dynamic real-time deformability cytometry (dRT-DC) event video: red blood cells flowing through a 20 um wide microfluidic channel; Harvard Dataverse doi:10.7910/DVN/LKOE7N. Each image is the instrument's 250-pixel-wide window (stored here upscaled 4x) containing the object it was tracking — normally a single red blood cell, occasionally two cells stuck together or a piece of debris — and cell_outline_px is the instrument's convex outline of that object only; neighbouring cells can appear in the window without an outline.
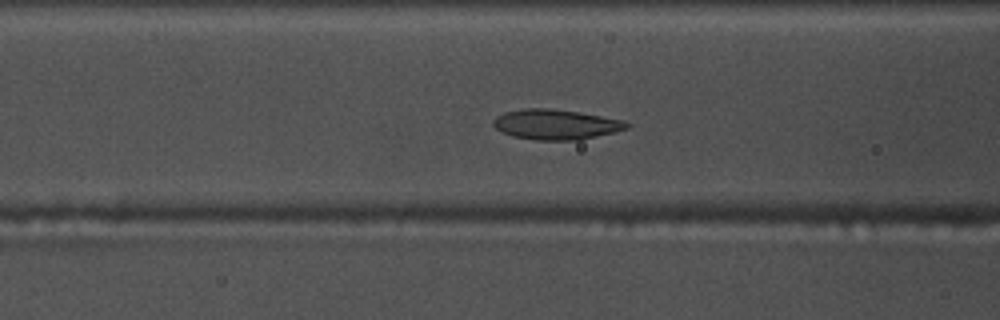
{"species": "common noctule bat (a hibernating species)", "species_latin": "Nyctalus noctula", "temperature_condition": "warm", "stored_images_in_passage": 53, "camera_frame_rate_fps": 3000, "um_per_image_px": 0.085, "animal": {"sex": "male", "body_mass_g": 17.5, "forearm_length_mm": 52.3}, "frame": {"image": 1, "passage_image": 20, "time_ms": 6.333, "image_size_px": [1000, 320], "cell_outline_px": [[632, 124], [628, 128], [616, 132], [580, 140], [536, 140], [512, 136], [496, 128], [492, 124], [492, 120], [496, 116], [504, 112], [524, 108], [548, 108], [576, 112], [624, 120]], "centroid_in_image_um": [47.25, 10.58], "position_along_channel_um": 119.3, "area_um2": 23.47}}
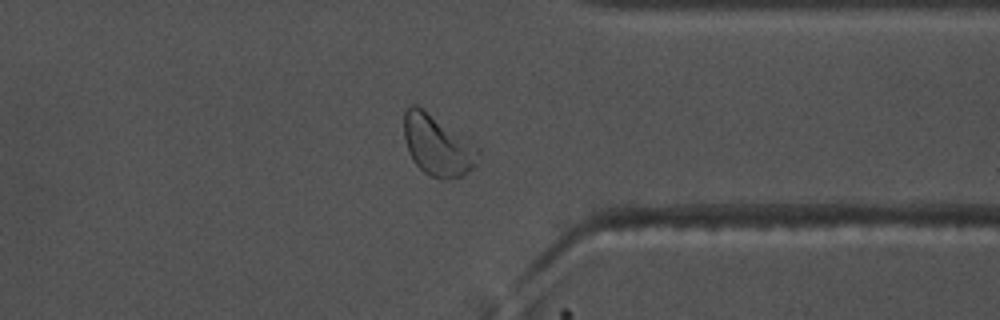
{"frame": {"image": 2, "passage_image": 41, "time_ms": 13.333, "image_size_px": [1000, 320], "cell_outline_px": [[480, 164], [460, 176], [444, 180], [440, 180], [424, 172], [412, 160], [408, 152], [404, 140], [404, 112], [408, 104], [416, 104], [480, 148]], "centroid_in_image_um": [37.19, 12.37], "position_along_channel_um": 374.2, "area_um2": 26.41}}
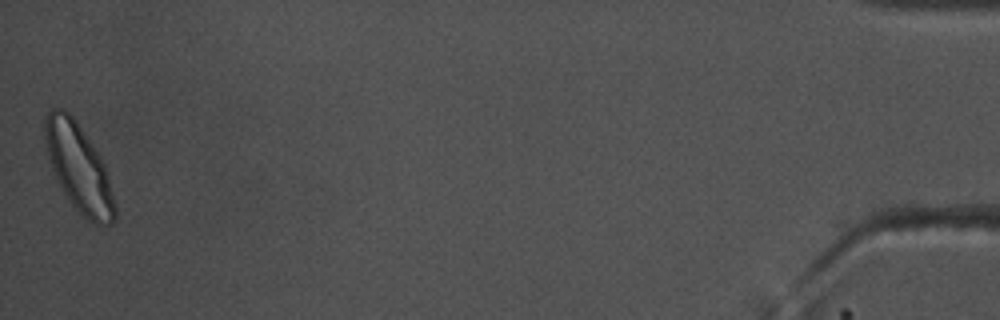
{"frame": {"image": 3, "passage_image": 53, "time_ms": 17.333, "image_size_px": [1000, 320], "cell_outline_px": [[116, 220], [112, 224], [96, 224], [88, 220], [68, 200], [52, 168], [48, 156], [44, 136], [44, 116], [52, 108], [64, 108], [76, 120], [100, 156], [104, 164], [108, 176], [116, 204]], "centroid_in_image_um": [6.7, 14.25], "position_along_channel_um": 428.5, "area_um2": 35.49}, "authors_computed_cell_mechanics": {"area_um2": 24.0448, "velocity_mm_per_s": 3.7213, "shape_relaxation_time_tau1_ms": 2.1365, "shape_relaxation_time_tau2_ms": 1.9074, "deformation_change_tau1": 0.079, "deformation_change_tau2": 0.0489}}